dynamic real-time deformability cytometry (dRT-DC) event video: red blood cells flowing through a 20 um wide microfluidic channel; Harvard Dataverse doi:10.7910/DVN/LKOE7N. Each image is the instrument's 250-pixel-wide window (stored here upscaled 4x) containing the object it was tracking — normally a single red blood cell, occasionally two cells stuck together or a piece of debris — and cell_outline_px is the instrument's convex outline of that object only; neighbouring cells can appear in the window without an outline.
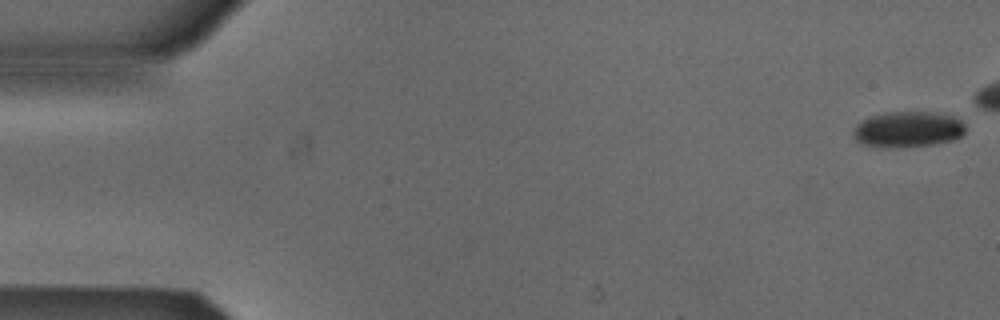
{"species": "Egyptian fruit bat (a non-hibernating species)", "species_latin": "Rousettus aegyptiacus", "temperature_condition": "cold", "stored_images_in_passage": 43, "camera_frame_rate_fps": 3000, "um_per_image_px": 0.085, "animal": {"sex": "male"}, "frame": {"image": 1, "passage_image": 1, "time_ms": 0.0, "image_size_px": [1000, 320], "cell_outline_px": [[964, 132], [960, 136], [952, 140], [932, 144], [892, 148], [884, 148], [864, 144], [856, 140], [852, 136], [852, 132], [856, 124], [868, 116], [884, 112], [944, 112], [960, 120], [964, 124]], "centroid_in_image_um": [77.13, 10.98], "position_along_channel_um": 7.9, "area_um2": 23.64}}
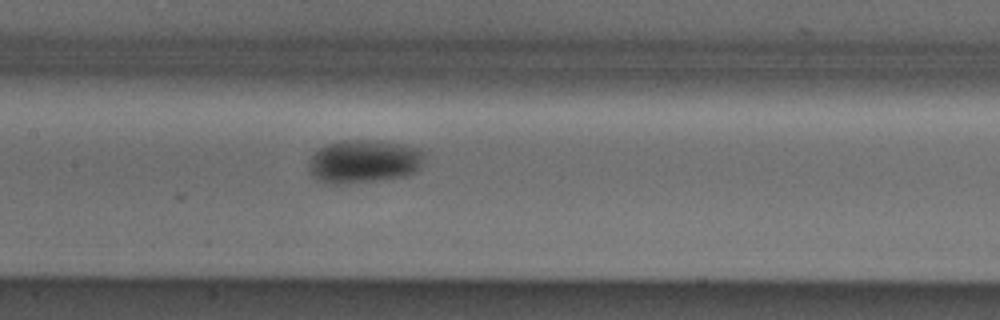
{"frame": {"image": 2, "passage_image": 25, "time_ms": 8.0, "image_size_px": [1000, 320], "cell_outline_px": [[424, 156], [420, 168], [416, 172], [404, 176], [348, 184], [328, 184], [316, 180], [308, 172], [308, 160], [324, 144], [344, 140], [376, 140], [400, 144], [420, 148], [424, 152]], "centroid_in_image_um": [30.89, 13.73], "position_along_channel_um": 176.5, "area_um2": 29.54}}
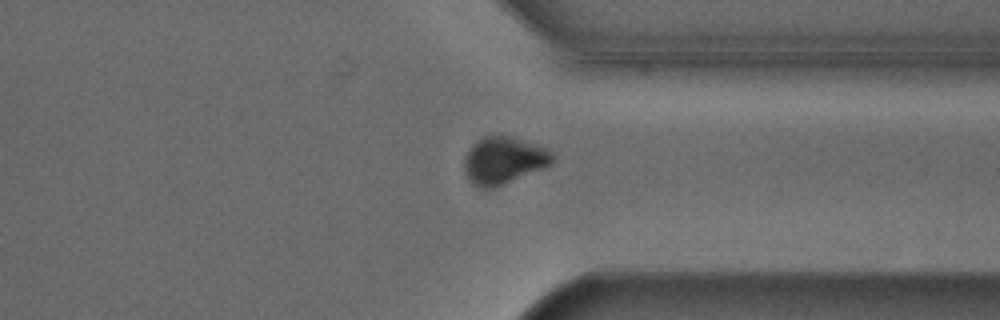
{"frame": {"image": 3, "passage_image": 40, "time_ms": 13.0, "image_size_px": [1000, 320], "cell_outline_px": [[556, 160], [552, 164], [544, 168], [504, 184], [492, 188], [484, 188], [472, 184], [464, 172], [464, 156], [472, 144], [484, 136], [500, 132], [548, 148], [556, 156]], "centroid_in_image_um": [42.83, 13.59], "position_along_channel_um": 368.6, "area_um2": 24.91}}